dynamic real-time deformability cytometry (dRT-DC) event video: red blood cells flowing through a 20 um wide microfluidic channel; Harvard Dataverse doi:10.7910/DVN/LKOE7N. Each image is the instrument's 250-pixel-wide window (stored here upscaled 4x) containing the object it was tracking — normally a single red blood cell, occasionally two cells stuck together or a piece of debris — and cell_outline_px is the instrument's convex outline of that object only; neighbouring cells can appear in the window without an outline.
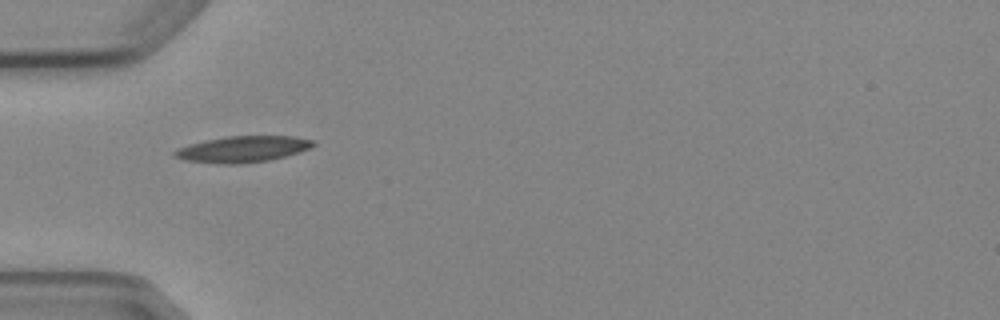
{"species": "Egyptian fruit bat (a non-hibernating species)", "species_latin": "Rousettus aegyptiacus", "temperature_condition": "cold", "stored_images_in_passage": 10, "camera_frame_rate_fps": 3000, "um_per_image_px": 0.085, "animal": {"sex": "female"}, "frame": {"image": 1, "passage_image": 5, "time_ms": 5.667, "image_size_px": [1000, 320], "cell_outline_px": [[316, 144], [300, 152], [268, 160], [240, 164], [216, 164], [184, 160], [172, 156], [172, 152], [176, 148], [188, 144], [204, 140], [228, 136], [292, 136], [316, 140]], "centroid_in_image_um": [20.57, 12.68], "position_along_channel_um": 64.4, "area_um2": 21.39}}
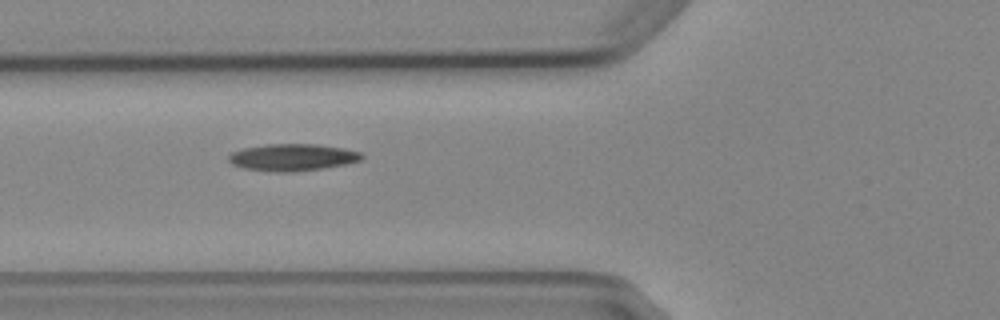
{"frame": {"image": 2, "passage_image": 6, "time_ms": 6.667, "image_size_px": [1000, 320], "cell_outline_px": [[364, 156], [360, 160], [348, 164], [324, 168], [288, 172], [272, 172], [244, 168], [232, 164], [228, 160], [228, 156], [232, 152], [244, 148], [268, 144], [316, 144], [344, 148], [360, 152]], "centroid_in_image_um": [24.87, 13.37], "position_along_channel_um": 100.9, "area_um2": 20.92}}